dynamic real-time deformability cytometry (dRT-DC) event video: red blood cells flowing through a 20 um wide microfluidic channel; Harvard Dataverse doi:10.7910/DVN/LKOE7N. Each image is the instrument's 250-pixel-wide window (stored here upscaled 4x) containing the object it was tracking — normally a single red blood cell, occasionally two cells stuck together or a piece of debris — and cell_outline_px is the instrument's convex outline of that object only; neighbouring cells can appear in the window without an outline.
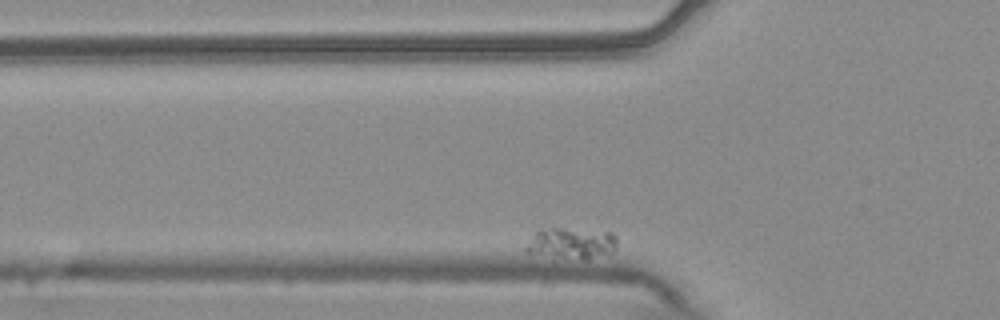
{"species": "common noctule bat (a hibernating species)", "species_latin": "Nyctalus noctula", "temperature_condition": "warm", "stored_images_in_passage": 48, "camera_frame_rate_fps": 3000, "um_per_image_px": 0.085, "animal": {"sex": "male", "body_mass_g": 20.4}, "frame": {"image": 1, "passage_image": 11, "time_ms": 3.333, "image_size_px": [1000, 320], "cell_outline_px": [[616, 248], [612, 252], [588, 260], [528, 252], [524, 248], [532, 236], [540, 228], [564, 228], [612, 232], [616, 236]], "centroid_in_image_um": [48.61, 20.66], "position_along_channel_um": 77.2, "area_um2": 16.36}}
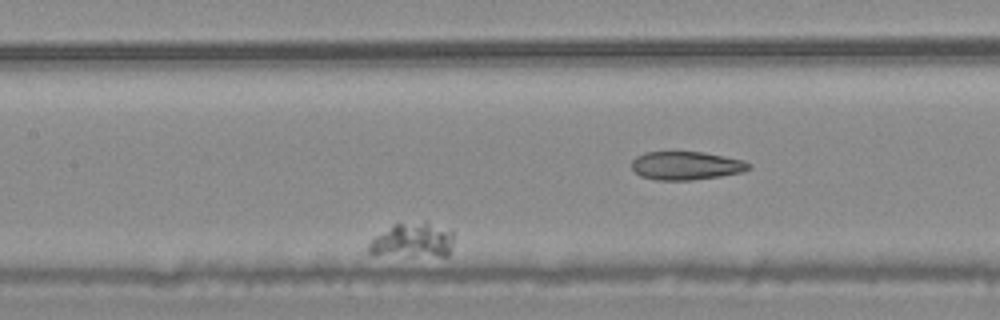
{"frame": {"image": 2, "passage_image": 24, "time_ms": 7.667, "image_size_px": [1000, 320], "cell_outline_px": [[452, 240], [448, 256], [372, 256], [368, 252], [368, 244], [376, 236], [396, 224], [424, 220], [452, 228]], "centroid_in_image_um": [35.09, 20.43], "position_along_channel_um": 172.3, "area_um2": 17.74}}
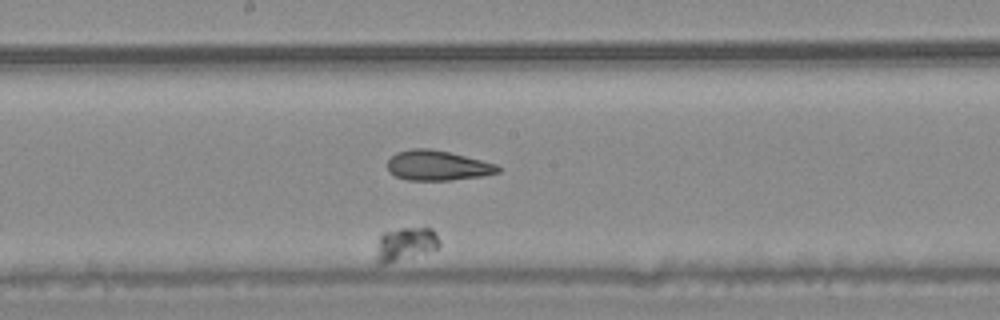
{"frame": {"image": 3, "passage_image": 29, "time_ms": 9.333, "image_size_px": [1000, 320], "cell_outline_px": [[440, 244], [436, 248], [424, 252], [384, 264], [380, 264], [376, 260], [376, 256], [380, 236], [384, 232], [400, 228], [432, 228], [436, 232], [440, 240]], "centroid_in_image_um": [34.47, 20.71], "position_along_channel_um": 213.7, "area_um2": 11.91}}